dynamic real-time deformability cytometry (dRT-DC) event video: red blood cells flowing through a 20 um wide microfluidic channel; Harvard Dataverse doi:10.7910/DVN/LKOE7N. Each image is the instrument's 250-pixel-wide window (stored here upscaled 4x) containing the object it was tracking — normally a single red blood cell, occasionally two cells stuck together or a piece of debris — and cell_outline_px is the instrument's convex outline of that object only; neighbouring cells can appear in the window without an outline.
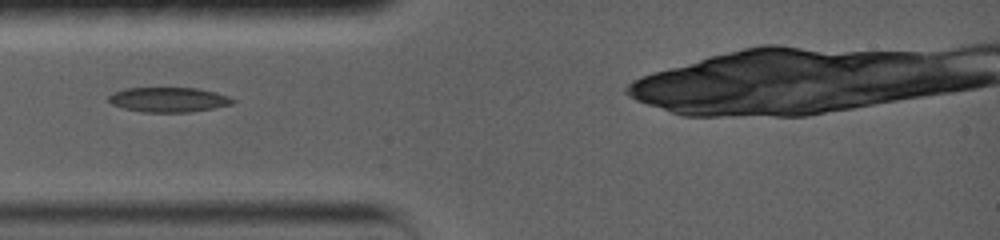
{"species": "common noctule bat (a hibernating species)", "species_latin": "Nyctalus noctula", "temperature_condition": "warm", "stored_images_in_passage": 51, "camera_frame_rate_fps": 5000, "um_per_image_px": 0.085, "animal": {"sex": "female", "body_mass_g": 19.0, "forearm_length_mm": 56.7}, "frame": {"image": 1, "passage_image": 1, "time_ms": 0.0, "image_size_px": [1000, 240], "cell_outline_px": [[232, 104], [212, 108], [188, 112], [148, 112], [124, 108], [112, 104], [108, 100], [108, 96], [116, 92], [128, 88], [196, 88], [212, 92], [224, 96], [232, 100]], "centroid_in_image_um": [14.26, 8.47], "position_along_channel_um": 70.7, "area_um2": 17.28}}
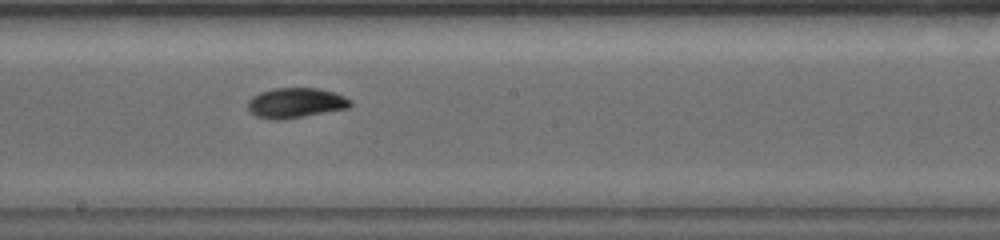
{"frame": {"image": 2, "passage_image": 18, "time_ms": 4.0, "image_size_px": [1000, 240], "cell_outline_px": [[348, 104], [344, 108], [296, 116], [260, 116], [252, 112], [248, 108], [248, 104], [256, 96], [264, 92], [276, 88], [316, 88], [332, 92], [348, 100]], "centroid_in_image_um": [25.13, 8.68], "position_along_channel_um": 223.1, "area_um2": 15.9}}
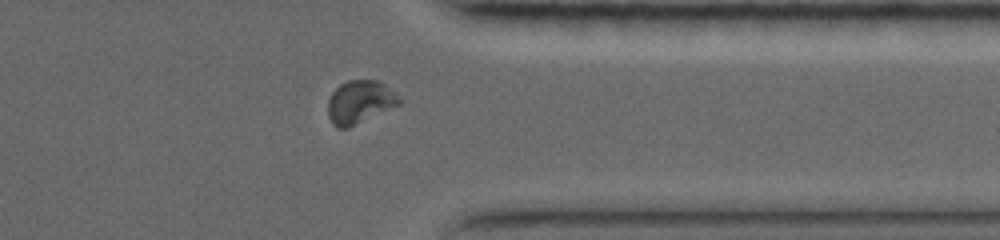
{"frame": {"image": 3, "passage_image": 34, "time_ms": 8.2, "image_size_px": [1000, 240], "cell_outline_px": [[404, 100], [400, 104], [348, 128], [336, 128], [332, 124], [328, 116], [328, 100], [332, 92], [340, 84], [348, 80], [376, 80], [384, 84]], "centroid_in_image_um": [30.58, 8.67], "position_along_channel_um": 380.8, "area_um2": 17.92}}